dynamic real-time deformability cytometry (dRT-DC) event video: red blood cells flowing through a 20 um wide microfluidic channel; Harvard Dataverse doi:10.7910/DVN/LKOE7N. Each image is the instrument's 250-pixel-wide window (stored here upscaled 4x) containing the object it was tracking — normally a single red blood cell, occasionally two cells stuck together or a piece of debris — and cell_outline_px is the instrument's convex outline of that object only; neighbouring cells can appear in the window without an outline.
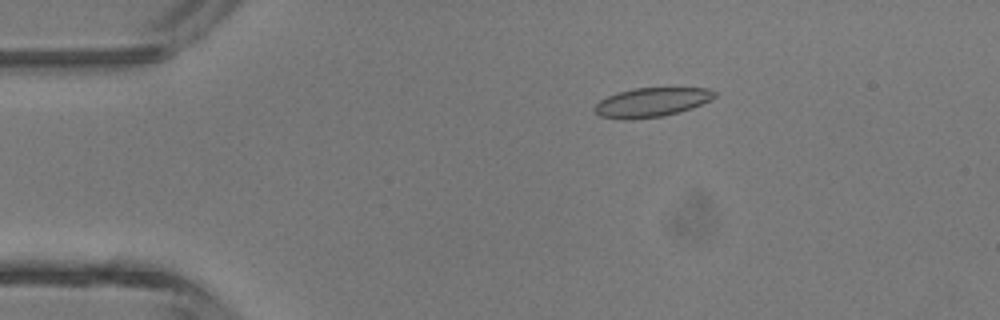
{"species": "common noctule bat (a hibernating species)", "species_latin": "Nyctalus noctula", "temperature_condition": "room temperature", "stored_images_in_passage": 17, "camera_frame_rate_fps": 3000, "um_per_image_px": 0.085, "animal": {"sex": "male", "body_mass_g": 13.3}, "frame": {"image": 1, "passage_image": 9, "time_ms": 2.667, "image_size_px": [1000, 320], "cell_outline_px": [[716, 96], [692, 108], [680, 112], [664, 116], [628, 120], [624, 120], [600, 116], [592, 108], [600, 100], [608, 96], [632, 88], [708, 88], [716, 92]], "centroid_in_image_um": [55.36, 8.7], "position_along_channel_um": 29.6, "area_um2": 20.35}}
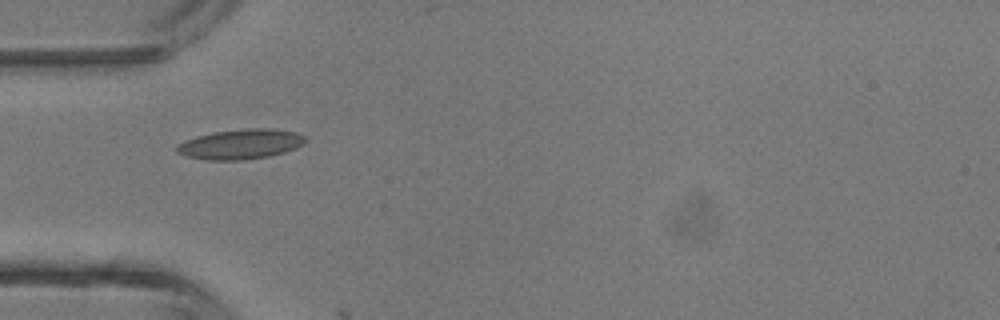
{"frame": {"image": 2, "passage_image": 15, "time_ms": 4.667, "image_size_px": [1000, 320], "cell_outline_px": [[308, 140], [304, 144], [296, 148], [284, 152], [268, 156], [240, 160], [208, 160], [188, 156], [176, 152], [176, 144], [196, 136], [212, 132], [244, 128], [268, 128], [296, 132], [304, 136]], "centroid_in_image_um": [20.46, 12.24], "position_along_channel_um": 64.5, "area_um2": 22.48}}